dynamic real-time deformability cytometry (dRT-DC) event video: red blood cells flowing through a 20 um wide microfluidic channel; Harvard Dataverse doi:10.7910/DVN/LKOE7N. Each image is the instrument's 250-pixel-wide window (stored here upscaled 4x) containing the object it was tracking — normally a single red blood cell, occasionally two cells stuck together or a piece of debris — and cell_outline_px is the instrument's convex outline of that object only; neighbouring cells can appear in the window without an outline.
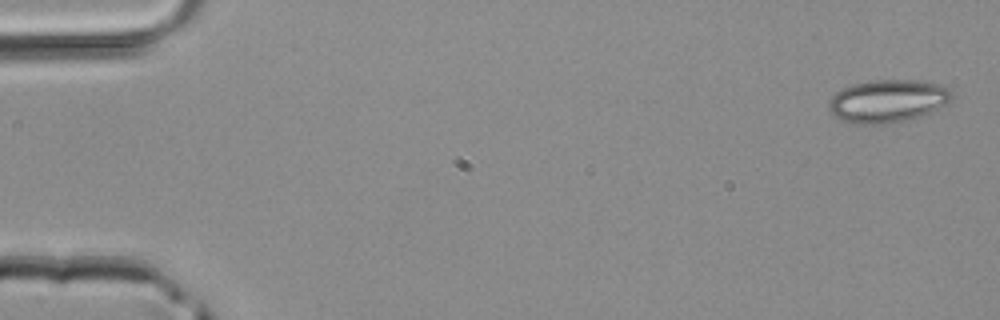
{"species": "common noctule bat (a hibernating species)", "species_latin": "Nyctalus noctula", "temperature_condition": "room temperature", "stored_images_in_passage": 3, "segment_of_instrument_passage": [2, 2], "camera_frame_rate_fps": 3000, "um_per_image_px": 0.085, "animal": {"sex": "male", "body_mass_g": 20.4}, "frame": {"image": 1, "passage_image": 3, "time_ms": 0.667, "image_size_px": [1000, 320], "cell_outline_px": [[952, 100], [924, 116], [908, 120], [884, 124], [848, 124], [840, 120], [828, 108], [828, 100], [836, 92], [852, 84], [868, 80], [924, 80], [940, 84], [952, 88]], "centroid_in_image_um": [75.47, 8.58], "position_along_channel_um": 9.5, "area_um2": 31.33}}